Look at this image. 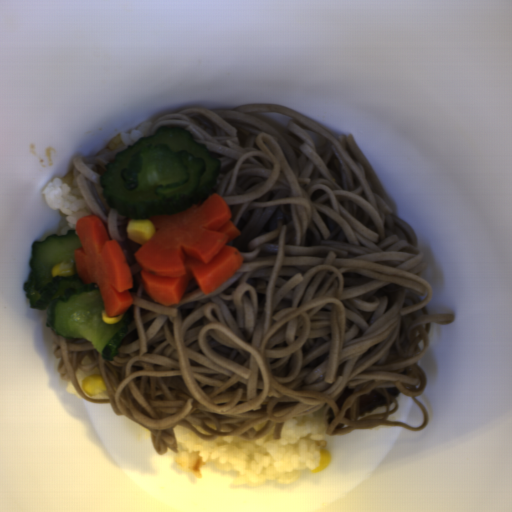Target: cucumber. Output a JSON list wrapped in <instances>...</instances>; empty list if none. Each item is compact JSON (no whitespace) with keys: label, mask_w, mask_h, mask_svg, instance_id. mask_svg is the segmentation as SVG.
I'll return each instance as SVG.
<instances>
[{"label":"cucumber","mask_w":512,"mask_h":512,"mask_svg":"<svg viewBox=\"0 0 512 512\" xmlns=\"http://www.w3.org/2000/svg\"><path fill=\"white\" fill-rule=\"evenodd\" d=\"M81 247L79 235L72 228L64 235L50 234L43 241H33L24 293L29 306L45 311V327L63 339H86L102 360L112 361L135 312L131 305L117 323L103 320L106 308L99 285L86 283L78 276L75 250ZM63 262L72 264L74 275L52 277V267Z\"/></svg>","instance_id":"2"},{"label":"cucumber","mask_w":512,"mask_h":512,"mask_svg":"<svg viewBox=\"0 0 512 512\" xmlns=\"http://www.w3.org/2000/svg\"><path fill=\"white\" fill-rule=\"evenodd\" d=\"M221 169L194 134L168 125L115 154L101 172V193L130 219L176 215L211 197Z\"/></svg>","instance_id":"1"}]
</instances>
